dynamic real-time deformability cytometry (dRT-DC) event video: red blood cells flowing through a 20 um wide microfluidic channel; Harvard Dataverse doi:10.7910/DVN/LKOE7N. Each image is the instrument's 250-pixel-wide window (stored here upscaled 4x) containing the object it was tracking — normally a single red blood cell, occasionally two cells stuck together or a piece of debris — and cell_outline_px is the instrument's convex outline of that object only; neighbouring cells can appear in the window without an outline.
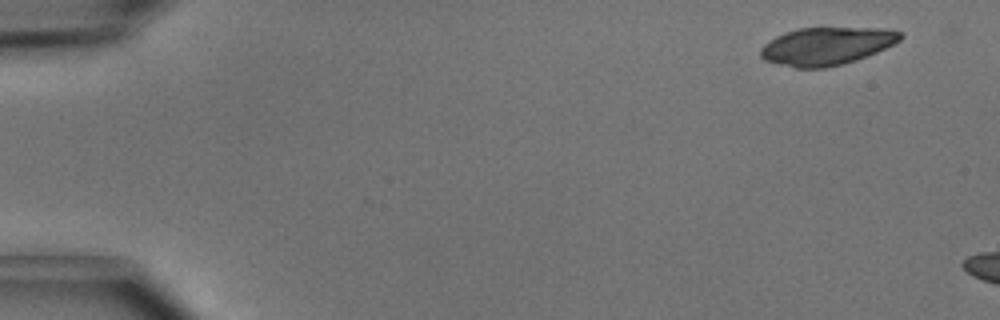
{"species": "common noctule bat (a hibernating species)", "species_latin": "Nyctalus noctula", "temperature_condition": "cold", "stored_images_in_passage": 44, "camera_frame_rate_fps": 3000, "um_per_image_px": 0.085, "animal": {"sex": "male", "body_mass_g": 15.6}, "frame": {"image": 1, "passage_image": 1, "time_ms": 0.0, "image_size_px": [1000, 320], "cell_outline_px": [[904, 36], [900, 40], [876, 52], [856, 60], [824, 68], [796, 68], [764, 60], [760, 56], [760, 48], [768, 40], [784, 32], [800, 28], [880, 28], [900, 32]], "centroid_in_image_um": [70.21, 3.91], "position_along_channel_um": 14.8, "area_um2": 30.52}}